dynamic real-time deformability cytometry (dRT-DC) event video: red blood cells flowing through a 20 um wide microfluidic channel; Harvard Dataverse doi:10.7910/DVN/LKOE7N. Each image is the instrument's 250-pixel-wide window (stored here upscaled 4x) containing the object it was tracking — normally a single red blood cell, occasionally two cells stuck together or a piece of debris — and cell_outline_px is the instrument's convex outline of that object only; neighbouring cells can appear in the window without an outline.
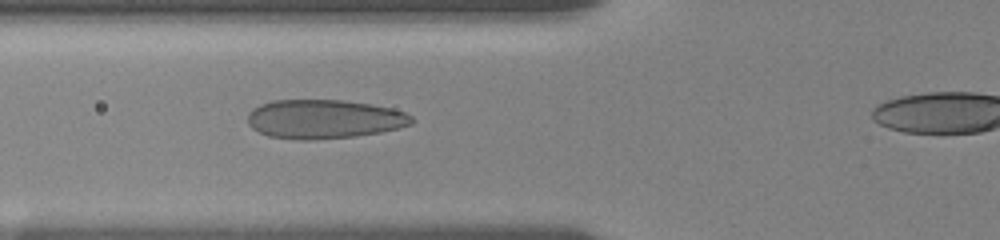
{"species": "human", "species_latin": "Homo sapiens", "temperature_condition": "room temperature", "stored_images_in_passage": 44, "camera_frame_rate_fps": 3000, "um_per_image_px": 0.085, "donor": {"sex": "female"}, "frame": {"image": 1, "passage_image": 15, "time_ms": 4.667, "image_size_px": [1000, 240], "cell_outline_px": [[412, 124], [380, 132], [356, 136], [308, 140], [300, 140], [268, 136], [252, 128], [248, 124], [248, 112], [252, 108], [260, 104], [272, 100], [340, 100], [368, 104], [392, 108], [404, 112], [412, 116]], "centroid_in_image_um": [27.5, 10.12], "position_along_channel_um": 98.3, "area_um2": 37.17}}
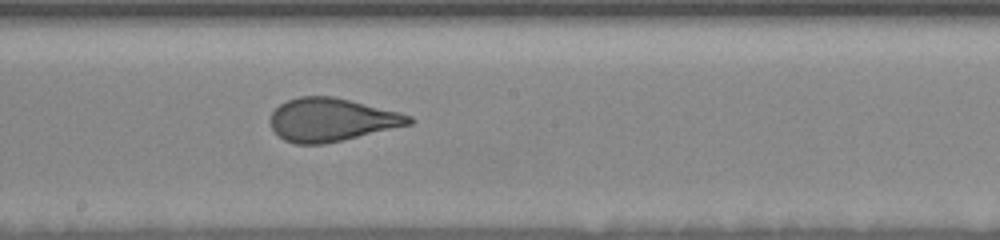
{"frame": {"image": 2, "passage_image": 25, "time_ms": 8.0, "image_size_px": [1000, 240], "cell_outline_px": [[416, 120], [412, 124], [324, 144], [296, 144], [284, 140], [272, 128], [268, 120], [272, 112], [280, 104], [288, 100], [300, 96], [332, 96], [412, 116]], "centroid_in_image_um": [28.14, 10.18], "position_along_channel_um": 220.1, "area_um2": 34.51}}
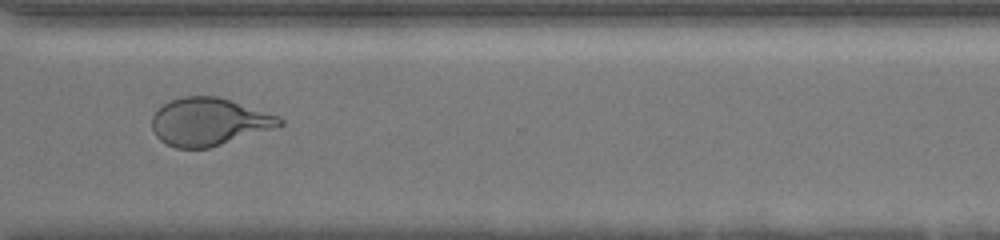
{"frame": {"image": 3, "passage_image": 36, "time_ms": 11.667, "image_size_px": [1000, 240], "cell_outline_px": [[284, 124], [272, 128], [208, 148], [176, 148], [160, 140], [156, 136], [152, 128], [152, 116], [164, 104], [172, 100], [184, 96], [216, 96], [280, 116], [284, 120]], "centroid_in_image_um": [17.74, 10.35], "position_along_channel_um": 352.9, "area_um2": 34.85}}